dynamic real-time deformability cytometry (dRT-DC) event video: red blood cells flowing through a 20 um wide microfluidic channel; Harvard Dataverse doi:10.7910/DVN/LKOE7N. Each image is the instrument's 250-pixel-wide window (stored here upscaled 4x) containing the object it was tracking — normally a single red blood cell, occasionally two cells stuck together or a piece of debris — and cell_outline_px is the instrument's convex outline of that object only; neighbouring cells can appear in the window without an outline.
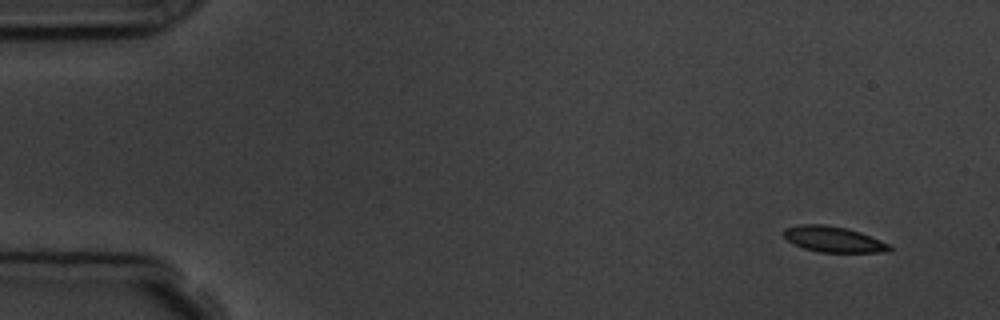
{"species": "common noctule bat (a hibernating species)", "species_latin": "Nyctalus noctula", "temperature_condition": "room temperature", "stored_images_in_passage": 8, "camera_frame_rate_fps": 3000, "um_per_image_px": 0.085, "animal": {"sex": "male", "body_mass_g": 19.5, "forearm_length_mm": 54.6}, "frame": {"image": 1, "passage_image": 1, "time_ms": 0.0, "image_size_px": [1000, 320], "cell_outline_px": [[892, 248], [888, 252], [820, 252], [804, 248], [792, 244], [784, 236], [784, 228], [800, 224], [824, 224], [844, 228], [860, 232], [880, 240], [888, 244]], "centroid_in_image_um": [70.81, 20.34], "position_along_channel_um": 14.2, "area_um2": 15.72}}
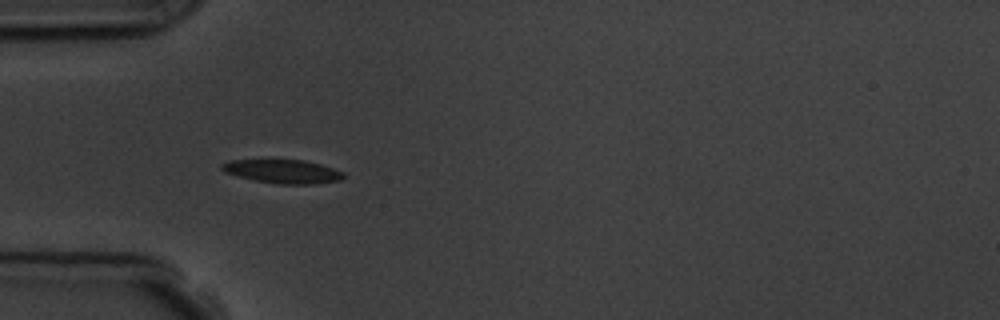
{"frame": {"image": 2, "passage_image": 5, "time_ms": 4.333, "image_size_px": [1000, 320], "cell_outline_px": [[344, 176], [340, 180], [316, 184], [276, 184], [256, 180], [224, 172], [220, 168], [220, 164], [228, 160], [304, 160], [320, 164], [344, 172]], "centroid_in_image_um": [24.03, 14.57], "position_along_channel_um": 61.0, "area_um2": 16.7}}